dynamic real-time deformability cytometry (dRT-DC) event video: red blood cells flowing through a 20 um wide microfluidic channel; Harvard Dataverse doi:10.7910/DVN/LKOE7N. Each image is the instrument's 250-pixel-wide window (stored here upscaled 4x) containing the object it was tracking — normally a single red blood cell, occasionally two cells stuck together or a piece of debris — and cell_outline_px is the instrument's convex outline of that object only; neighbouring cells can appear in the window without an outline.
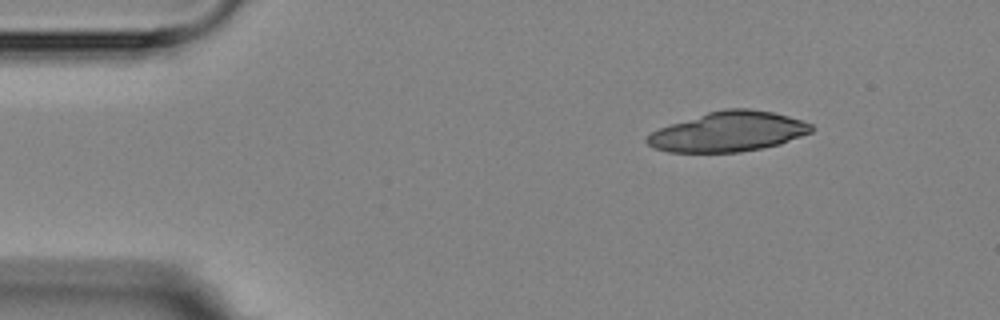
{"species": "Egyptian fruit bat (a non-hibernating species)", "species_latin": "Rousettus aegyptiacus", "temperature_condition": "room temperature", "stored_images_in_passage": 4, "segment_of_instrument_passage": [1, 2], "camera_frame_rate_fps": 3000, "um_per_image_px": 0.085, "animal": {"sex": "female"}, "frame": {"image": 1, "passage_image": 1, "time_ms": 0.0, "image_size_px": [1000, 320], "cell_outline_px": [[816, 128], [812, 132], [780, 144], [740, 152], [668, 152], [656, 148], [648, 144], [644, 140], [652, 132], [660, 128], [708, 112], [728, 108], [748, 108], [772, 112], [788, 116], [812, 124]], "centroid_in_image_um": [61.94, 11.19], "position_along_channel_um": 23.1, "area_um2": 37.86}}